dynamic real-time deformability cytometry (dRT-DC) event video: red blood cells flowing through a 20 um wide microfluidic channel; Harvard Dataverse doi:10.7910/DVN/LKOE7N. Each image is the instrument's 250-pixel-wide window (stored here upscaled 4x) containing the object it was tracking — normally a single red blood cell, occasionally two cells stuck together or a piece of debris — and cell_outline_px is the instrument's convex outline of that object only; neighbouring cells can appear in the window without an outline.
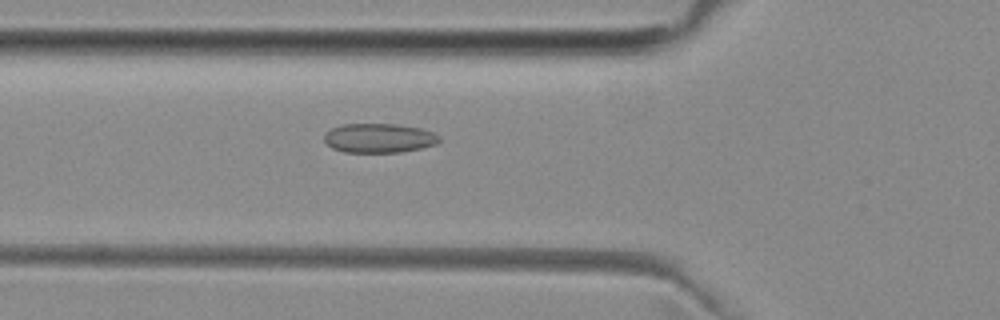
{"species": "common noctule bat (a hibernating species)", "species_latin": "Nyctalus noctula", "temperature_condition": "room temperature", "stored_images_in_passage": 51, "camera_frame_rate_fps": 3000, "um_per_image_px": 0.085, "animal": {"sex": "female", "body_mass_g": 29.2, "forearm_length_mm": 56.3}, "frame": {"image": 1, "passage_image": 18, "time_ms": 5.667, "image_size_px": [1000, 320], "cell_outline_px": [[440, 140], [436, 144], [420, 148], [400, 152], [344, 152], [332, 148], [324, 140], [324, 136], [332, 128], [340, 124], [396, 124], [420, 128], [432, 132], [440, 136]], "centroid_in_image_um": [32.21, 11.73], "position_along_channel_um": 93.6, "area_um2": 19.54}}
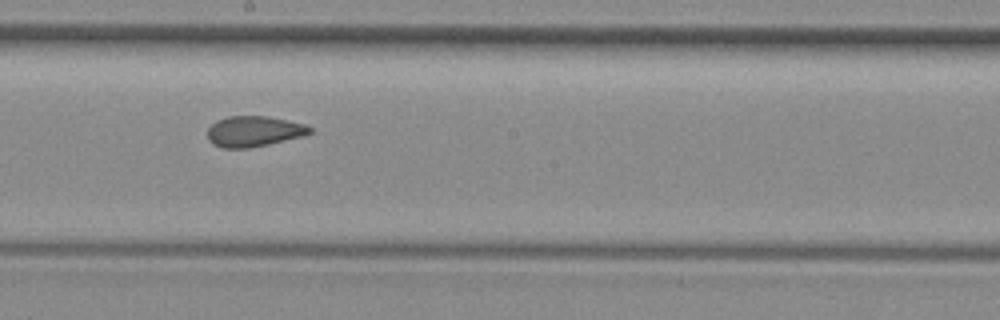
{"frame": {"image": 2, "passage_image": 28, "time_ms": 9.0, "image_size_px": [1000, 320], "cell_outline_px": [[312, 132], [304, 136], [268, 144], [248, 148], [220, 148], [212, 144], [208, 140], [208, 128], [216, 120], [228, 116], [268, 116], [288, 120], [304, 124], [312, 128]], "centroid_in_image_um": [21.56, 11.16], "position_along_channel_um": 226.6, "area_um2": 18.38}}
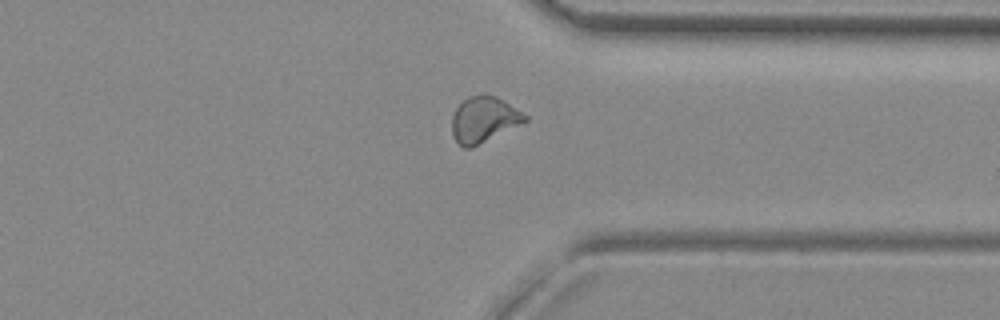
{"frame": {"image": 3, "passage_image": 39, "time_ms": 12.667, "image_size_px": [1000, 320], "cell_outline_px": [[528, 120], [472, 148], [464, 148], [456, 140], [452, 132], [452, 116], [456, 108], [468, 96], [496, 96], [528, 116]], "centroid_in_image_um": [41.11, 10.18], "position_along_channel_um": 370.3, "area_um2": 19.02}, "authors_computed_cell_mechanics": {"area_um2": 19.074, "velocity_mm_per_s": 3.9753, "shape_relaxation_time_tau1_ms": null, "shape_relaxation_time_tau2_ms": 1.6736, "deformation_change_tau1": null, "deformation_change_tau2": 0.0671}}